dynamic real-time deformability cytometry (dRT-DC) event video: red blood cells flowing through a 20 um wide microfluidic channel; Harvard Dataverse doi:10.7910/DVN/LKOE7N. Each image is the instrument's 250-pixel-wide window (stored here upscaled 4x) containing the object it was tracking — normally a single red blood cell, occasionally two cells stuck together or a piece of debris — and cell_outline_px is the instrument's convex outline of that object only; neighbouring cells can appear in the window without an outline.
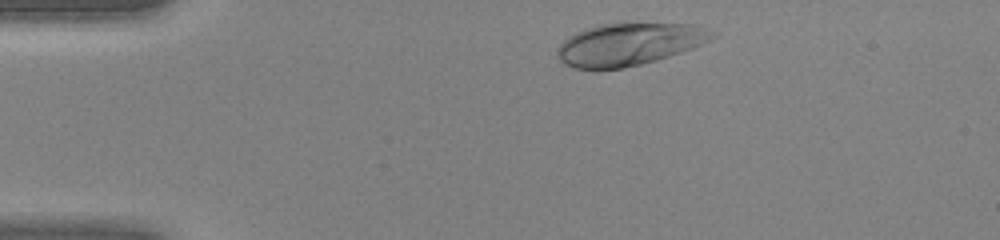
{"species": "human", "species_latin": "Homo sapiens", "temperature_condition": "warm", "stored_images_in_passage": 32, "camera_frame_rate_fps": 3000, "um_per_image_px": 0.085, "donor": {"sex": "female"}, "frame": {"image": 1, "passage_image": 2, "time_ms": 0.333, "image_size_px": [1000, 240], "cell_outline_px": [[720, 32], [716, 36], [692, 48], [656, 60], [640, 64], [620, 68], [576, 68], [564, 64], [556, 56], [556, 52], [560, 44], [568, 36], [576, 32], [600, 24], [616, 20], [620, 20], [692, 24]], "centroid_in_image_um": [53.49, 3.69], "position_along_channel_um": 31.5, "area_um2": 39.07}}
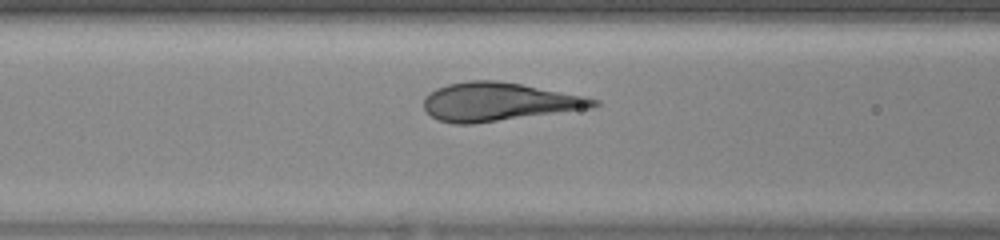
{"frame": {"image": 2, "passage_image": 12, "time_ms": 3.667, "image_size_px": [1000, 240], "cell_outline_px": [[600, 104], [592, 108], [472, 124], [452, 124], [440, 120], [432, 116], [424, 108], [424, 96], [436, 88], [448, 84], [468, 80], [496, 80], [520, 84], [584, 96], [600, 100]], "centroid_in_image_um": [42.37, 8.65], "position_along_channel_um": 124.2, "area_um2": 37.86}}
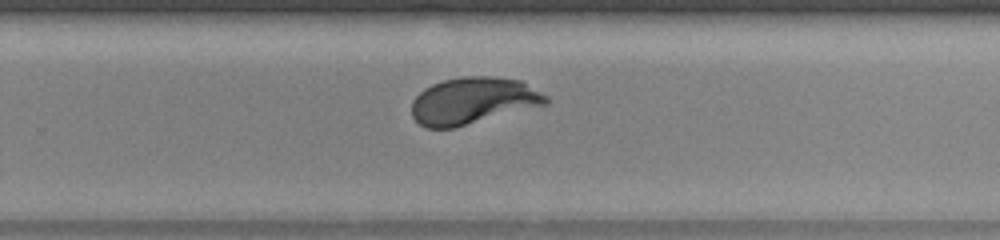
{"frame": {"image": 3, "passage_image": 23, "time_ms": 7.333, "image_size_px": [1000, 240], "cell_outline_px": [[548, 104], [456, 128], [424, 128], [412, 116], [412, 100], [424, 88], [432, 84], [444, 80], [460, 76], [492, 76], [520, 80], [548, 96]], "centroid_in_image_um": [40.2, 8.57], "position_along_channel_um": 289.6, "area_um2": 36.88}}